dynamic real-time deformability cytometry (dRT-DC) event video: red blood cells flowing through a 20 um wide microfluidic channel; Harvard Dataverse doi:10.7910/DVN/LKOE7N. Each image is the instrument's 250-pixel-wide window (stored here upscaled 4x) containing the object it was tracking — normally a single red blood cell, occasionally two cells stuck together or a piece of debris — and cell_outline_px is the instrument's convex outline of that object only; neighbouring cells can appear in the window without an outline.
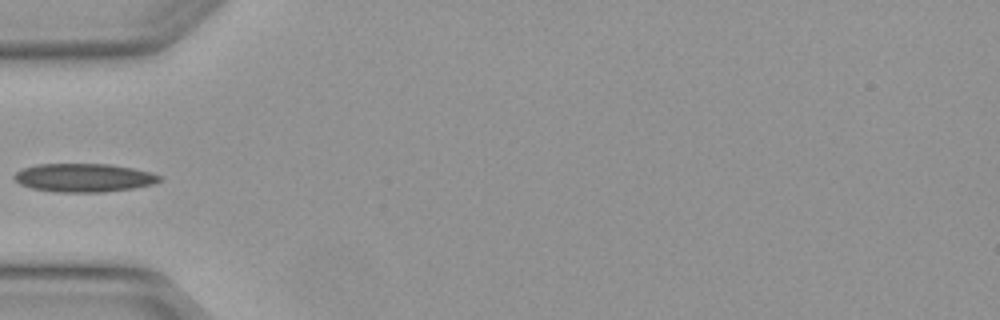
{"species": "Egyptian fruit bat (a non-hibernating species)", "species_latin": "Rousettus aegyptiacus", "temperature_condition": "warm", "stored_images_in_passage": 5, "camera_frame_rate_fps": 3000, "um_per_image_px": 0.085, "animal": {"sex": "female"}, "frame": {"image": 1, "passage_image": 5, "time_ms": 1.333, "image_size_px": [1000, 320], "cell_outline_px": [[160, 180], [152, 184], [132, 188], [104, 192], [56, 192], [32, 188], [20, 184], [12, 176], [16, 172], [24, 168], [40, 164], [108, 164], [132, 168], [148, 172], [160, 176]], "centroid_in_image_um": [7.09, 15.11], "position_along_channel_um": 77.9, "area_um2": 23.76}}